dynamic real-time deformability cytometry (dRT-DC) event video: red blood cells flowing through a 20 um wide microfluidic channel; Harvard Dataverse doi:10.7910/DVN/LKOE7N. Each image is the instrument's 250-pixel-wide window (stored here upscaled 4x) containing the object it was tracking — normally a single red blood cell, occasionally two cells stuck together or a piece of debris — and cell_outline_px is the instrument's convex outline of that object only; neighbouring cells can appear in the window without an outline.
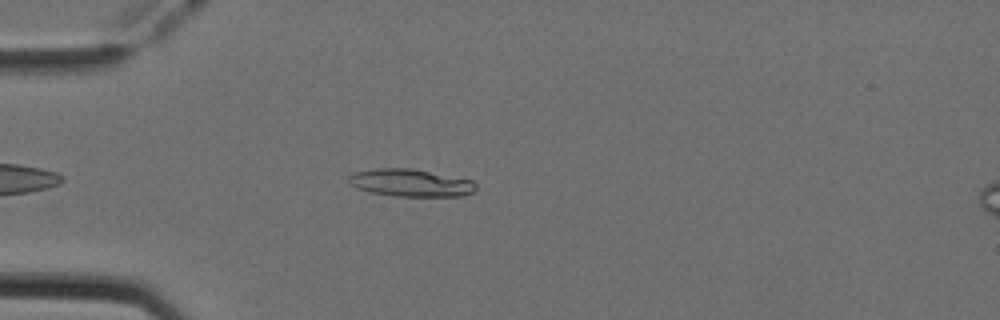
{"species": "Egyptian fruit bat (a non-hibernating species)", "species_latin": "Rousettus aegyptiacus", "temperature_condition": "cold", "stored_images_in_passage": 23, "camera_frame_rate_fps": 3000, "um_per_image_px": 0.085, "animal": {"sex": "female"}, "frame": {"image": 1, "passage_image": 6, "time_ms": 1.667, "image_size_px": [1000, 320], "cell_outline_px": [[476, 192], [460, 196], [396, 196], [368, 192], [356, 188], [348, 184], [348, 176], [352, 172], [376, 168], [412, 168], [472, 180], [476, 184]], "centroid_in_image_um": [34.86, 15.54], "position_along_channel_um": 50.1, "area_um2": 20.63}}
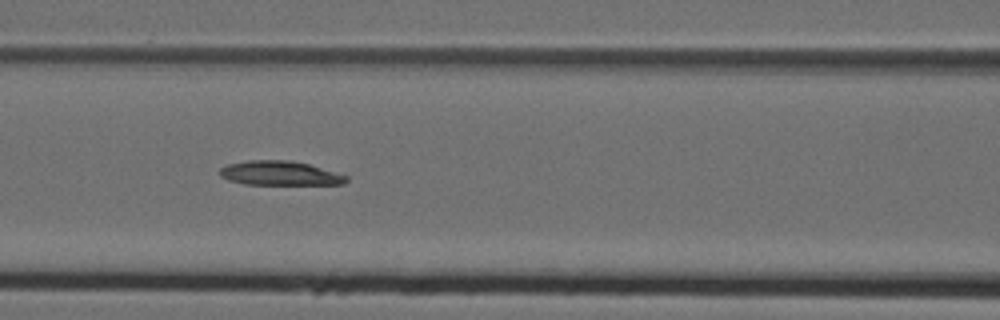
{"frame": {"image": 2, "passage_image": 14, "time_ms": 4.333, "image_size_px": [1000, 320], "cell_outline_px": [[348, 180], [344, 184], [244, 184], [228, 180], [220, 176], [220, 168], [228, 164], [248, 160], [292, 160], [308, 164], [348, 176]], "centroid_in_image_um": [23.76, 14.72], "position_along_channel_um": 142.8, "area_um2": 17.8}}
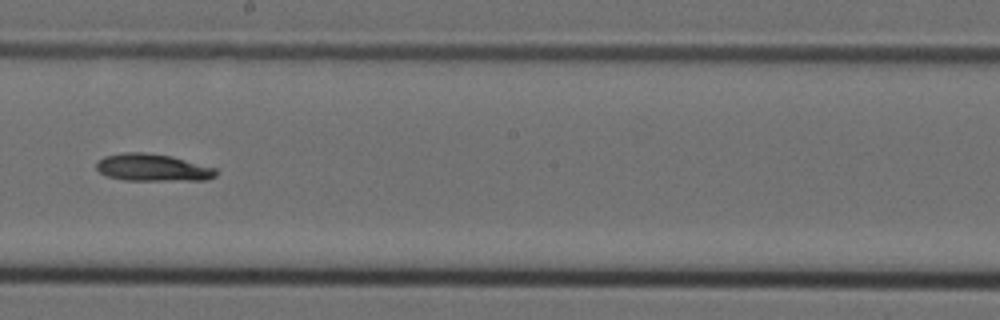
{"frame": {"image": 3, "passage_image": 21, "time_ms": 6.667, "image_size_px": [1000, 320], "cell_outline_px": [[216, 176], [208, 180], [124, 180], [108, 176], [100, 172], [96, 168], [96, 164], [104, 156], [124, 152], [144, 152], [172, 156], [216, 168]], "centroid_in_image_um": [12.99, 14.24], "position_along_channel_um": 235.2, "area_um2": 18.96}}